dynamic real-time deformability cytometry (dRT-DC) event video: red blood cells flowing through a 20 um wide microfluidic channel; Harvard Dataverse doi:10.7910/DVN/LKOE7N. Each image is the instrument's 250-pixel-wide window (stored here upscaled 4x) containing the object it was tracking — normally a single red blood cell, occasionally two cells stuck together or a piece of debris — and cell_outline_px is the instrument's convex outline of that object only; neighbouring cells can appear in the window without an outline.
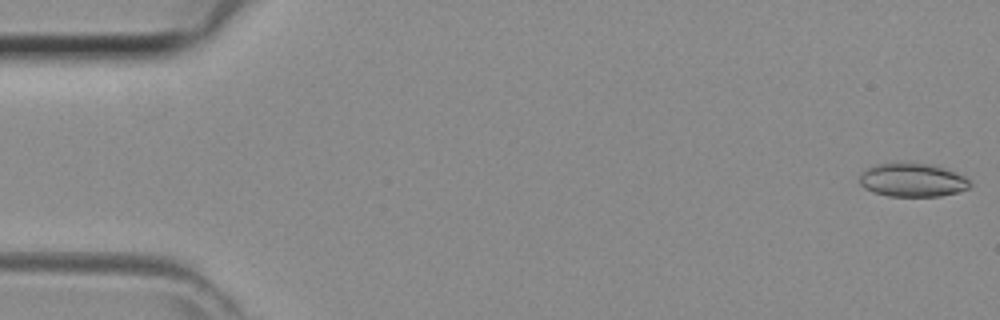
{"species": "common noctule bat (a hibernating species)", "species_latin": "Nyctalus noctula", "temperature_condition": "room temperature", "stored_images_in_passage": 44, "camera_frame_rate_fps": 3000, "um_per_image_px": 0.085, "animal": {"sex": "female", "body_mass_g": 29.2, "forearm_length_mm": 56.3}, "frame": {"image": 1, "passage_image": 1, "time_ms": 0.0, "image_size_px": [1000, 320], "cell_outline_px": [[972, 184], [968, 188], [956, 192], [940, 196], [888, 196], [872, 192], [864, 188], [860, 184], [860, 172], [876, 164], [896, 160], [912, 160], [932, 164], [944, 168], [964, 176]], "centroid_in_image_um": [77.5, 15.25], "position_along_channel_um": 7.5, "area_um2": 22.31}}
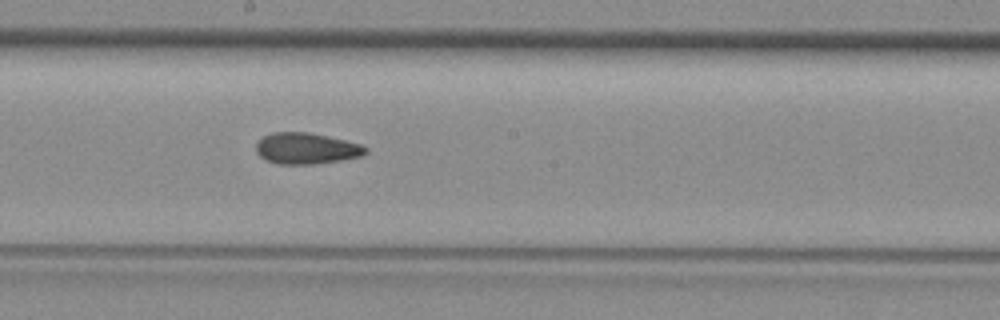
{"frame": {"image": 2, "passage_image": 24, "time_ms": 7.667, "image_size_px": [1000, 320], "cell_outline_px": [[368, 152], [364, 156], [340, 160], [312, 164], [276, 164], [260, 156], [256, 152], [256, 144], [264, 136], [272, 132], [308, 132], [328, 136], [360, 144], [368, 148]], "centroid_in_image_um": [26.06, 12.62], "position_along_channel_um": 222.1, "area_um2": 19.88}}
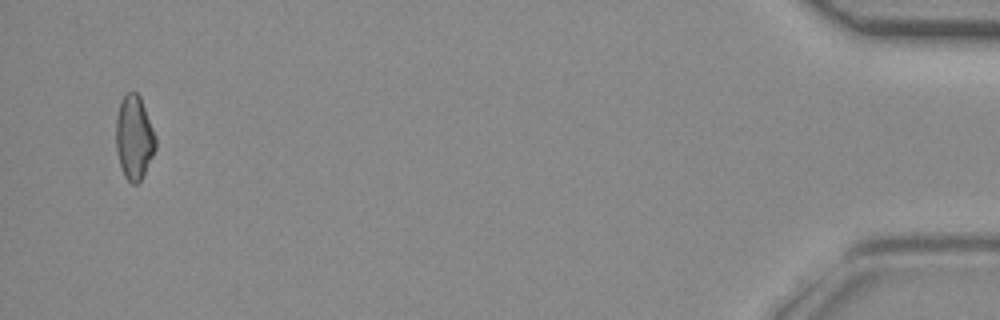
{"frame": {"image": 3, "passage_image": 43, "time_ms": 14.0, "image_size_px": [1000, 320], "cell_outline_px": [[156, 148], [140, 180], [136, 184], [132, 184], [124, 176], [120, 164], [116, 148], [116, 120], [120, 100], [128, 92], [136, 92], [140, 96], [156, 136]], "centroid_in_image_um": [11.4, 11.67], "position_along_channel_um": 423.8, "area_um2": 19.19}}